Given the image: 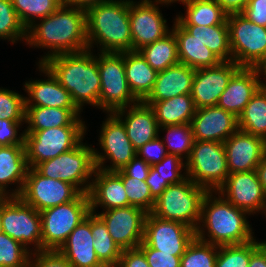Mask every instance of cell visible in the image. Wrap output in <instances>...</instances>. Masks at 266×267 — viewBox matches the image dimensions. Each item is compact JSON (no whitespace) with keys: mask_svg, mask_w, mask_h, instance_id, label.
<instances>
[{"mask_svg":"<svg viewBox=\"0 0 266 267\" xmlns=\"http://www.w3.org/2000/svg\"><path fill=\"white\" fill-rule=\"evenodd\" d=\"M106 224L121 250L136 248L143 242L147 212L135 206L113 208L97 214Z\"/></svg>","mask_w":266,"mask_h":267,"instance_id":"cell-17","label":"cell"},{"mask_svg":"<svg viewBox=\"0 0 266 267\" xmlns=\"http://www.w3.org/2000/svg\"><path fill=\"white\" fill-rule=\"evenodd\" d=\"M98 57L97 65L101 78L99 109L113 113L118 109L137 104L139 101L127 83L124 52H100Z\"/></svg>","mask_w":266,"mask_h":267,"instance_id":"cell-10","label":"cell"},{"mask_svg":"<svg viewBox=\"0 0 266 267\" xmlns=\"http://www.w3.org/2000/svg\"><path fill=\"white\" fill-rule=\"evenodd\" d=\"M232 61L241 67L260 68L266 62V27L241 13L227 16Z\"/></svg>","mask_w":266,"mask_h":267,"instance_id":"cell-9","label":"cell"},{"mask_svg":"<svg viewBox=\"0 0 266 267\" xmlns=\"http://www.w3.org/2000/svg\"><path fill=\"white\" fill-rule=\"evenodd\" d=\"M167 148L159 136L141 146L136 155L147 162L150 166L159 163L167 154ZM140 155V156H139Z\"/></svg>","mask_w":266,"mask_h":267,"instance_id":"cell-49","label":"cell"},{"mask_svg":"<svg viewBox=\"0 0 266 267\" xmlns=\"http://www.w3.org/2000/svg\"><path fill=\"white\" fill-rule=\"evenodd\" d=\"M25 108V123L28 127L24 131H38L62 126H85V122L80 119V109L40 106Z\"/></svg>","mask_w":266,"mask_h":267,"instance_id":"cell-30","label":"cell"},{"mask_svg":"<svg viewBox=\"0 0 266 267\" xmlns=\"http://www.w3.org/2000/svg\"><path fill=\"white\" fill-rule=\"evenodd\" d=\"M186 16L182 14L174 19L181 26H212L227 24L228 14L216 0H186Z\"/></svg>","mask_w":266,"mask_h":267,"instance_id":"cell-33","label":"cell"},{"mask_svg":"<svg viewBox=\"0 0 266 267\" xmlns=\"http://www.w3.org/2000/svg\"><path fill=\"white\" fill-rule=\"evenodd\" d=\"M223 10L229 15L241 13L248 4L249 0H216Z\"/></svg>","mask_w":266,"mask_h":267,"instance_id":"cell-55","label":"cell"},{"mask_svg":"<svg viewBox=\"0 0 266 267\" xmlns=\"http://www.w3.org/2000/svg\"><path fill=\"white\" fill-rule=\"evenodd\" d=\"M42 65L71 94L80 110L85 103L99 109L101 78L97 55H93L91 50L59 54L45 60Z\"/></svg>","mask_w":266,"mask_h":267,"instance_id":"cell-3","label":"cell"},{"mask_svg":"<svg viewBox=\"0 0 266 267\" xmlns=\"http://www.w3.org/2000/svg\"><path fill=\"white\" fill-rule=\"evenodd\" d=\"M194 139L224 143L238 128V118L218 106L196 109L192 118Z\"/></svg>","mask_w":266,"mask_h":267,"instance_id":"cell-21","label":"cell"},{"mask_svg":"<svg viewBox=\"0 0 266 267\" xmlns=\"http://www.w3.org/2000/svg\"><path fill=\"white\" fill-rule=\"evenodd\" d=\"M32 251L33 249L28 250L19 241L0 232V267H27Z\"/></svg>","mask_w":266,"mask_h":267,"instance_id":"cell-43","label":"cell"},{"mask_svg":"<svg viewBox=\"0 0 266 267\" xmlns=\"http://www.w3.org/2000/svg\"><path fill=\"white\" fill-rule=\"evenodd\" d=\"M173 26L172 31L177 41L179 63L196 70L214 67L222 62L208 47L190 35L176 20Z\"/></svg>","mask_w":266,"mask_h":267,"instance_id":"cell-29","label":"cell"},{"mask_svg":"<svg viewBox=\"0 0 266 267\" xmlns=\"http://www.w3.org/2000/svg\"><path fill=\"white\" fill-rule=\"evenodd\" d=\"M93 152V147L81 141L75 148L41 162L34 169L46 178L67 182L80 193L88 194L96 169Z\"/></svg>","mask_w":266,"mask_h":267,"instance_id":"cell-6","label":"cell"},{"mask_svg":"<svg viewBox=\"0 0 266 267\" xmlns=\"http://www.w3.org/2000/svg\"><path fill=\"white\" fill-rule=\"evenodd\" d=\"M262 212H264L265 216H266V200H265V203H264V207H263V210ZM266 242V241H265Z\"/></svg>","mask_w":266,"mask_h":267,"instance_id":"cell-61","label":"cell"},{"mask_svg":"<svg viewBox=\"0 0 266 267\" xmlns=\"http://www.w3.org/2000/svg\"><path fill=\"white\" fill-rule=\"evenodd\" d=\"M28 170L25 144L0 146V197H19ZM14 183L17 189L6 191Z\"/></svg>","mask_w":266,"mask_h":267,"instance_id":"cell-27","label":"cell"},{"mask_svg":"<svg viewBox=\"0 0 266 267\" xmlns=\"http://www.w3.org/2000/svg\"><path fill=\"white\" fill-rule=\"evenodd\" d=\"M262 243L254 239L243 244L218 246L215 267H248L251 254Z\"/></svg>","mask_w":266,"mask_h":267,"instance_id":"cell-40","label":"cell"},{"mask_svg":"<svg viewBox=\"0 0 266 267\" xmlns=\"http://www.w3.org/2000/svg\"><path fill=\"white\" fill-rule=\"evenodd\" d=\"M124 68L128 86L138 101H144L151 93L158 72L139 51L124 52Z\"/></svg>","mask_w":266,"mask_h":267,"instance_id":"cell-31","label":"cell"},{"mask_svg":"<svg viewBox=\"0 0 266 267\" xmlns=\"http://www.w3.org/2000/svg\"><path fill=\"white\" fill-rule=\"evenodd\" d=\"M119 267H150L144 252L139 248L122 250Z\"/></svg>","mask_w":266,"mask_h":267,"instance_id":"cell-52","label":"cell"},{"mask_svg":"<svg viewBox=\"0 0 266 267\" xmlns=\"http://www.w3.org/2000/svg\"><path fill=\"white\" fill-rule=\"evenodd\" d=\"M159 129L167 131V136L162 141L165 147L168 148V154L177 155L182 160L185 159L187 161L195 141L191 123L161 126Z\"/></svg>","mask_w":266,"mask_h":267,"instance_id":"cell-38","label":"cell"},{"mask_svg":"<svg viewBox=\"0 0 266 267\" xmlns=\"http://www.w3.org/2000/svg\"><path fill=\"white\" fill-rule=\"evenodd\" d=\"M0 223L2 232L27 249L33 244V252L43 250L40 212L20 197L0 198Z\"/></svg>","mask_w":266,"mask_h":267,"instance_id":"cell-11","label":"cell"},{"mask_svg":"<svg viewBox=\"0 0 266 267\" xmlns=\"http://www.w3.org/2000/svg\"><path fill=\"white\" fill-rule=\"evenodd\" d=\"M116 173L122 179L129 206H135L143 209L147 213H151L156 200L152 197L150 188L146 182L126 176L121 170L116 171Z\"/></svg>","mask_w":266,"mask_h":267,"instance_id":"cell-44","label":"cell"},{"mask_svg":"<svg viewBox=\"0 0 266 267\" xmlns=\"http://www.w3.org/2000/svg\"><path fill=\"white\" fill-rule=\"evenodd\" d=\"M93 177L88 193L92 213L98 206L103 210L129 206L122 179L116 172L96 168Z\"/></svg>","mask_w":266,"mask_h":267,"instance_id":"cell-25","label":"cell"},{"mask_svg":"<svg viewBox=\"0 0 266 267\" xmlns=\"http://www.w3.org/2000/svg\"><path fill=\"white\" fill-rule=\"evenodd\" d=\"M151 166L136 155L121 171L129 177L145 181Z\"/></svg>","mask_w":266,"mask_h":267,"instance_id":"cell-53","label":"cell"},{"mask_svg":"<svg viewBox=\"0 0 266 267\" xmlns=\"http://www.w3.org/2000/svg\"><path fill=\"white\" fill-rule=\"evenodd\" d=\"M110 0H65L64 3L70 6L87 11L89 8L105 3Z\"/></svg>","mask_w":266,"mask_h":267,"instance_id":"cell-57","label":"cell"},{"mask_svg":"<svg viewBox=\"0 0 266 267\" xmlns=\"http://www.w3.org/2000/svg\"><path fill=\"white\" fill-rule=\"evenodd\" d=\"M25 97L12 90L0 88V119L25 123Z\"/></svg>","mask_w":266,"mask_h":267,"instance_id":"cell-45","label":"cell"},{"mask_svg":"<svg viewBox=\"0 0 266 267\" xmlns=\"http://www.w3.org/2000/svg\"><path fill=\"white\" fill-rule=\"evenodd\" d=\"M195 69L178 63L157 74L153 89L144 101H162L191 94Z\"/></svg>","mask_w":266,"mask_h":267,"instance_id":"cell-28","label":"cell"},{"mask_svg":"<svg viewBox=\"0 0 266 267\" xmlns=\"http://www.w3.org/2000/svg\"><path fill=\"white\" fill-rule=\"evenodd\" d=\"M86 126H62L38 131H24L25 150L29 167L58 157L83 141Z\"/></svg>","mask_w":266,"mask_h":267,"instance_id":"cell-12","label":"cell"},{"mask_svg":"<svg viewBox=\"0 0 266 267\" xmlns=\"http://www.w3.org/2000/svg\"><path fill=\"white\" fill-rule=\"evenodd\" d=\"M213 193L218 194V197ZM248 214L232 205L217 191H208L202 200L200 218L202 226L201 223L198 225L195 231L196 238L217 246L252 241L255 237L246 219ZM205 235L209 238H205Z\"/></svg>","mask_w":266,"mask_h":267,"instance_id":"cell-2","label":"cell"},{"mask_svg":"<svg viewBox=\"0 0 266 267\" xmlns=\"http://www.w3.org/2000/svg\"><path fill=\"white\" fill-rule=\"evenodd\" d=\"M31 255L29 262L31 267H73L58 250H42L32 252Z\"/></svg>","mask_w":266,"mask_h":267,"instance_id":"cell-47","label":"cell"},{"mask_svg":"<svg viewBox=\"0 0 266 267\" xmlns=\"http://www.w3.org/2000/svg\"><path fill=\"white\" fill-rule=\"evenodd\" d=\"M159 172L163 179L169 184H177L184 180L187 176L182 174V168H186V162L173 154H167L159 163L152 166Z\"/></svg>","mask_w":266,"mask_h":267,"instance_id":"cell-46","label":"cell"},{"mask_svg":"<svg viewBox=\"0 0 266 267\" xmlns=\"http://www.w3.org/2000/svg\"><path fill=\"white\" fill-rule=\"evenodd\" d=\"M182 27L208 47L222 62L232 61L227 24Z\"/></svg>","mask_w":266,"mask_h":267,"instance_id":"cell-34","label":"cell"},{"mask_svg":"<svg viewBox=\"0 0 266 267\" xmlns=\"http://www.w3.org/2000/svg\"><path fill=\"white\" fill-rule=\"evenodd\" d=\"M263 139H264V143H265V146H266V136Z\"/></svg>","mask_w":266,"mask_h":267,"instance_id":"cell-62","label":"cell"},{"mask_svg":"<svg viewBox=\"0 0 266 267\" xmlns=\"http://www.w3.org/2000/svg\"><path fill=\"white\" fill-rule=\"evenodd\" d=\"M91 213L87 193L40 212L43 250H58L70 233Z\"/></svg>","mask_w":266,"mask_h":267,"instance_id":"cell-7","label":"cell"},{"mask_svg":"<svg viewBox=\"0 0 266 267\" xmlns=\"http://www.w3.org/2000/svg\"><path fill=\"white\" fill-rule=\"evenodd\" d=\"M80 192L67 182L46 178L29 167L23 189L19 197L36 211L68 203Z\"/></svg>","mask_w":266,"mask_h":267,"instance_id":"cell-14","label":"cell"},{"mask_svg":"<svg viewBox=\"0 0 266 267\" xmlns=\"http://www.w3.org/2000/svg\"><path fill=\"white\" fill-rule=\"evenodd\" d=\"M241 68L234 61L195 70L191 97L196 109L217 106L232 76Z\"/></svg>","mask_w":266,"mask_h":267,"instance_id":"cell-18","label":"cell"},{"mask_svg":"<svg viewBox=\"0 0 266 267\" xmlns=\"http://www.w3.org/2000/svg\"><path fill=\"white\" fill-rule=\"evenodd\" d=\"M185 162V175L207 191H217L229 175L225 146L217 141L195 140Z\"/></svg>","mask_w":266,"mask_h":267,"instance_id":"cell-8","label":"cell"},{"mask_svg":"<svg viewBox=\"0 0 266 267\" xmlns=\"http://www.w3.org/2000/svg\"><path fill=\"white\" fill-rule=\"evenodd\" d=\"M113 113L124 124L127 136L136 151L159 136L161 130H159L155 113L150 105L139 101L137 104L118 109Z\"/></svg>","mask_w":266,"mask_h":267,"instance_id":"cell-23","label":"cell"},{"mask_svg":"<svg viewBox=\"0 0 266 267\" xmlns=\"http://www.w3.org/2000/svg\"><path fill=\"white\" fill-rule=\"evenodd\" d=\"M99 137V145L104 153L97 152L94 148L96 168L116 172L136 156V150L127 136L124 124L114 113H109L105 122L103 121ZM106 160H111L112 165L104 166Z\"/></svg>","mask_w":266,"mask_h":267,"instance_id":"cell-13","label":"cell"},{"mask_svg":"<svg viewBox=\"0 0 266 267\" xmlns=\"http://www.w3.org/2000/svg\"><path fill=\"white\" fill-rule=\"evenodd\" d=\"M21 124L22 122L0 119V146L24 144V132L18 136V128Z\"/></svg>","mask_w":266,"mask_h":267,"instance_id":"cell-50","label":"cell"},{"mask_svg":"<svg viewBox=\"0 0 266 267\" xmlns=\"http://www.w3.org/2000/svg\"><path fill=\"white\" fill-rule=\"evenodd\" d=\"M141 1V2H140ZM130 0L129 20L132 37V51L154 43L165 37L168 30L167 20L163 18L157 4H169L165 0Z\"/></svg>","mask_w":266,"mask_h":267,"instance_id":"cell-15","label":"cell"},{"mask_svg":"<svg viewBox=\"0 0 266 267\" xmlns=\"http://www.w3.org/2000/svg\"><path fill=\"white\" fill-rule=\"evenodd\" d=\"M93 243L90 213L70 233L58 251L73 267H105L97 258Z\"/></svg>","mask_w":266,"mask_h":267,"instance_id":"cell-26","label":"cell"},{"mask_svg":"<svg viewBox=\"0 0 266 267\" xmlns=\"http://www.w3.org/2000/svg\"><path fill=\"white\" fill-rule=\"evenodd\" d=\"M208 191L186 177L170 184L156 199L152 214L158 218L177 221L196 231L200 224L201 204Z\"/></svg>","mask_w":266,"mask_h":267,"instance_id":"cell-5","label":"cell"},{"mask_svg":"<svg viewBox=\"0 0 266 267\" xmlns=\"http://www.w3.org/2000/svg\"><path fill=\"white\" fill-rule=\"evenodd\" d=\"M12 5L23 25L28 29L36 23L35 19H43L55 12L65 0H11Z\"/></svg>","mask_w":266,"mask_h":267,"instance_id":"cell-39","label":"cell"},{"mask_svg":"<svg viewBox=\"0 0 266 267\" xmlns=\"http://www.w3.org/2000/svg\"><path fill=\"white\" fill-rule=\"evenodd\" d=\"M0 39L11 41L27 40V28L16 13L11 0H0Z\"/></svg>","mask_w":266,"mask_h":267,"instance_id":"cell-41","label":"cell"},{"mask_svg":"<svg viewBox=\"0 0 266 267\" xmlns=\"http://www.w3.org/2000/svg\"><path fill=\"white\" fill-rule=\"evenodd\" d=\"M248 267H266L265 241L251 254Z\"/></svg>","mask_w":266,"mask_h":267,"instance_id":"cell-56","label":"cell"},{"mask_svg":"<svg viewBox=\"0 0 266 267\" xmlns=\"http://www.w3.org/2000/svg\"><path fill=\"white\" fill-rule=\"evenodd\" d=\"M138 247L144 252L150 267H180L182 256H174V253H159V250L147 246L144 242Z\"/></svg>","mask_w":266,"mask_h":267,"instance_id":"cell-48","label":"cell"},{"mask_svg":"<svg viewBox=\"0 0 266 267\" xmlns=\"http://www.w3.org/2000/svg\"><path fill=\"white\" fill-rule=\"evenodd\" d=\"M165 1H167L169 4H171V3H174L176 1H178V2H184L186 0H165Z\"/></svg>","mask_w":266,"mask_h":267,"instance_id":"cell-60","label":"cell"},{"mask_svg":"<svg viewBox=\"0 0 266 267\" xmlns=\"http://www.w3.org/2000/svg\"><path fill=\"white\" fill-rule=\"evenodd\" d=\"M260 68L241 67L231 78L220 95L217 106L234 114L237 118L253 95L262 86Z\"/></svg>","mask_w":266,"mask_h":267,"instance_id":"cell-22","label":"cell"},{"mask_svg":"<svg viewBox=\"0 0 266 267\" xmlns=\"http://www.w3.org/2000/svg\"><path fill=\"white\" fill-rule=\"evenodd\" d=\"M138 51L157 72L179 63L177 41L173 31Z\"/></svg>","mask_w":266,"mask_h":267,"instance_id":"cell-36","label":"cell"},{"mask_svg":"<svg viewBox=\"0 0 266 267\" xmlns=\"http://www.w3.org/2000/svg\"><path fill=\"white\" fill-rule=\"evenodd\" d=\"M195 237V230L183 223L164 220L152 213L146 215L143 242L159 253L182 256Z\"/></svg>","mask_w":266,"mask_h":267,"instance_id":"cell-16","label":"cell"},{"mask_svg":"<svg viewBox=\"0 0 266 267\" xmlns=\"http://www.w3.org/2000/svg\"><path fill=\"white\" fill-rule=\"evenodd\" d=\"M259 181L261 182L265 192H266V151L264 153L263 159L256 168Z\"/></svg>","mask_w":266,"mask_h":267,"instance_id":"cell-58","label":"cell"},{"mask_svg":"<svg viewBox=\"0 0 266 267\" xmlns=\"http://www.w3.org/2000/svg\"><path fill=\"white\" fill-rule=\"evenodd\" d=\"M261 75H265L263 78L266 77V62L260 67ZM266 82V81H265ZM262 86L266 88V83H262Z\"/></svg>","mask_w":266,"mask_h":267,"instance_id":"cell-59","label":"cell"},{"mask_svg":"<svg viewBox=\"0 0 266 267\" xmlns=\"http://www.w3.org/2000/svg\"><path fill=\"white\" fill-rule=\"evenodd\" d=\"M130 0H110L86 11L88 49L99 44L100 52L132 51Z\"/></svg>","mask_w":266,"mask_h":267,"instance_id":"cell-4","label":"cell"},{"mask_svg":"<svg viewBox=\"0 0 266 267\" xmlns=\"http://www.w3.org/2000/svg\"><path fill=\"white\" fill-rule=\"evenodd\" d=\"M238 128L246 133L266 136V88L261 86L238 116Z\"/></svg>","mask_w":266,"mask_h":267,"instance_id":"cell-35","label":"cell"},{"mask_svg":"<svg viewBox=\"0 0 266 267\" xmlns=\"http://www.w3.org/2000/svg\"><path fill=\"white\" fill-rule=\"evenodd\" d=\"M218 246L200 241L196 237L181 257L180 267H215Z\"/></svg>","mask_w":266,"mask_h":267,"instance_id":"cell-42","label":"cell"},{"mask_svg":"<svg viewBox=\"0 0 266 267\" xmlns=\"http://www.w3.org/2000/svg\"><path fill=\"white\" fill-rule=\"evenodd\" d=\"M143 102L153 109L159 127L191 123L196 111L191 94Z\"/></svg>","mask_w":266,"mask_h":267,"instance_id":"cell-32","label":"cell"},{"mask_svg":"<svg viewBox=\"0 0 266 267\" xmlns=\"http://www.w3.org/2000/svg\"><path fill=\"white\" fill-rule=\"evenodd\" d=\"M146 184L150 188L152 197L156 200L170 184L166 179H163L159 172L152 166L148 173V177L145 180Z\"/></svg>","mask_w":266,"mask_h":267,"instance_id":"cell-54","label":"cell"},{"mask_svg":"<svg viewBox=\"0 0 266 267\" xmlns=\"http://www.w3.org/2000/svg\"><path fill=\"white\" fill-rule=\"evenodd\" d=\"M91 231L94 238V249L97 258L104 266H117L122 250L113 241L106 224L97 215L91 212Z\"/></svg>","mask_w":266,"mask_h":267,"instance_id":"cell-37","label":"cell"},{"mask_svg":"<svg viewBox=\"0 0 266 267\" xmlns=\"http://www.w3.org/2000/svg\"><path fill=\"white\" fill-rule=\"evenodd\" d=\"M241 14L251 22L266 27V0H249Z\"/></svg>","mask_w":266,"mask_h":267,"instance_id":"cell-51","label":"cell"},{"mask_svg":"<svg viewBox=\"0 0 266 267\" xmlns=\"http://www.w3.org/2000/svg\"><path fill=\"white\" fill-rule=\"evenodd\" d=\"M27 45L50 49L45 60L88 50L86 11L63 3L55 12L27 29ZM50 52V53H49Z\"/></svg>","mask_w":266,"mask_h":267,"instance_id":"cell-1","label":"cell"},{"mask_svg":"<svg viewBox=\"0 0 266 267\" xmlns=\"http://www.w3.org/2000/svg\"><path fill=\"white\" fill-rule=\"evenodd\" d=\"M223 144L229 174L256 170L266 151L262 137L239 129Z\"/></svg>","mask_w":266,"mask_h":267,"instance_id":"cell-20","label":"cell"},{"mask_svg":"<svg viewBox=\"0 0 266 267\" xmlns=\"http://www.w3.org/2000/svg\"><path fill=\"white\" fill-rule=\"evenodd\" d=\"M217 192L249 215L261 212L266 200V192L256 170L229 174Z\"/></svg>","mask_w":266,"mask_h":267,"instance_id":"cell-19","label":"cell"},{"mask_svg":"<svg viewBox=\"0 0 266 267\" xmlns=\"http://www.w3.org/2000/svg\"><path fill=\"white\" fill-rule=\"evenodd\" d=\"M39 71L48 77L46 80H30L25 82V107H57L64 109H79L72 100L71 94L58 82L53 74L42 64Z\"/></svg>","mask_w":266,"mask_h":267,"instance_id":"cell-24","label":"cell"}]
</instances>
